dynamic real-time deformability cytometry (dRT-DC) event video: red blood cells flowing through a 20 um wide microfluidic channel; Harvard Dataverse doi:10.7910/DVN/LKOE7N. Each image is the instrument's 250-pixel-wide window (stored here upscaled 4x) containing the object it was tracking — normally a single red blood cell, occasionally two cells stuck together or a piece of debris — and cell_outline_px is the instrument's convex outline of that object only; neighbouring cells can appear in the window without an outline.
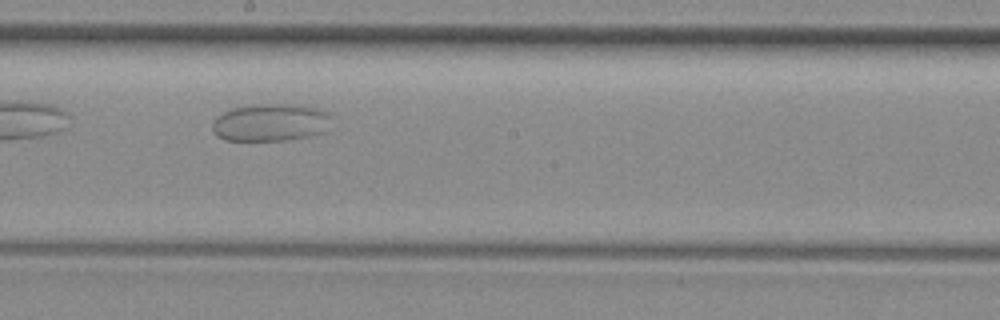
{"species": "common noctule bat (a hibernating species)", "species_latin": "Nyctalus noctula", "temperature_condition": "room temperature", "stored_images_in_passage": 9, "camera_frame_rate_fps": 3000, "um_per_image_px": 0.085, "animal": {"sex": "female", "body_mass_g": 29.2, "forearm_length_mm": 56.3}, "frame": {"image": 1, "passage_image": 7, "time_ms": 7.667, "image_size_px": [1000, 320], "cell_outline_px": [[336, 116], [324, 132], [308, 136], [288, 140], [224, 140], [216, 136], [212, 132], [212, 120], [216, 116], [232, 108], [256, 104], [300, 104], [320, 108], [332, 112]], "centroid_in_image_um": [23.06, 10.39], "position_along_channel_um": 225.1, "area_um2": 26.82}}